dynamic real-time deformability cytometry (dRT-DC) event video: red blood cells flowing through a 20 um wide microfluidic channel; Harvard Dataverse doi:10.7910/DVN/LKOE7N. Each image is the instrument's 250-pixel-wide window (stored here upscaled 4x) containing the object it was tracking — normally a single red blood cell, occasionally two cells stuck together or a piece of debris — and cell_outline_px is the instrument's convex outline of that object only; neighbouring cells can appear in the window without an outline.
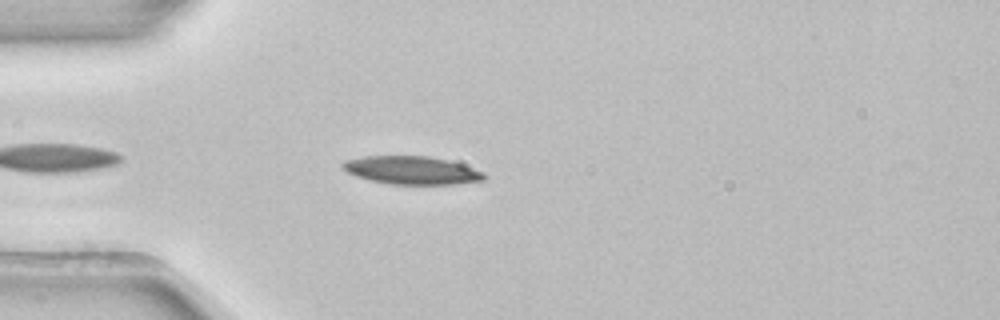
{"species": "common noctule bat (a hibernating species)", "species_latin": "Nyctalus noctula", "temperature_condition": "room temperature", "stored_images_in_passage": 4, "camera_frame_rate_fps": 3000, "um_per_image_px": 0.085, "animal": {"sex": "female", "body_mass_g": 22.7, "forearm_length_mm": 54.2}, "frame": {"image": 1, "passage_image": 4, "time_ms": 1.0, "image_size_px": [1000, 320], "cell_outline_px": [[484, 180], [456, 184], [392, 184], [372, 180], [356, 176], [340, 168], [340, 164], [344, 160], [364, 156], [428, 156], [448, 160], [484, 172]], "centroid_in_image_um": [34.95, 14.46], "position_along_channel_um": 50.1, "area_um2": 23.0}}